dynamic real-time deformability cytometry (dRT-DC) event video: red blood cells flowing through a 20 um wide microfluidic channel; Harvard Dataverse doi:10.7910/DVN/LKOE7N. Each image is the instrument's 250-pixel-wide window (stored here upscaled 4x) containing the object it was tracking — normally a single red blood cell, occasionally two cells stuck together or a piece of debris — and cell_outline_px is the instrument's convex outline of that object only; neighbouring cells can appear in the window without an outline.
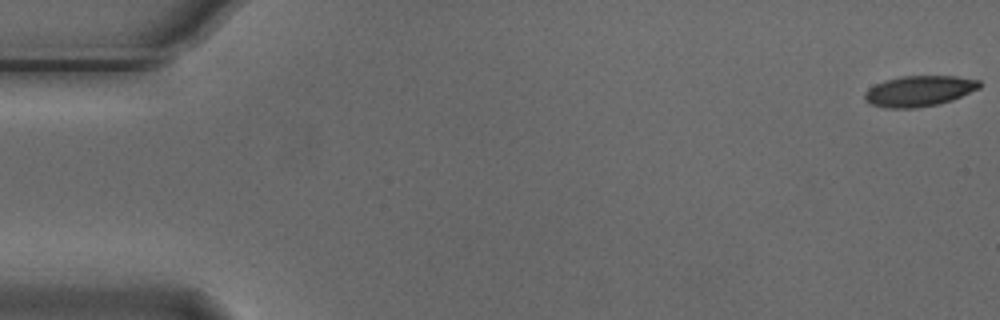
{"species": "Egyptian fruit bat (a non-hibernating species)", "species_latin": "Rousettus aegyptiacus", "temperature_condition": "cold", "stored_images_in_passage": 5, "camera_frame_rate_fps": 3000, "um_per_image_px": 0.085, "animal": {"sex": "male"}, "frame": {"image": 1, "passage_image": 1, "time_ms": 0.0, "image_size_px": [1000, 320], "cell_outline_px": [[980, 88], [952, 100], [940, 104], [916, 108], [888, 108], [872, 104], [864, 100], [864, 92], [868, 88], [884, 80], [900, 76], [956, 76], [980, 80]], "centroid_in_image_um": [78.12, 7.73], "position_along_channel_um": 6.9, "area_um2": 20.63}}
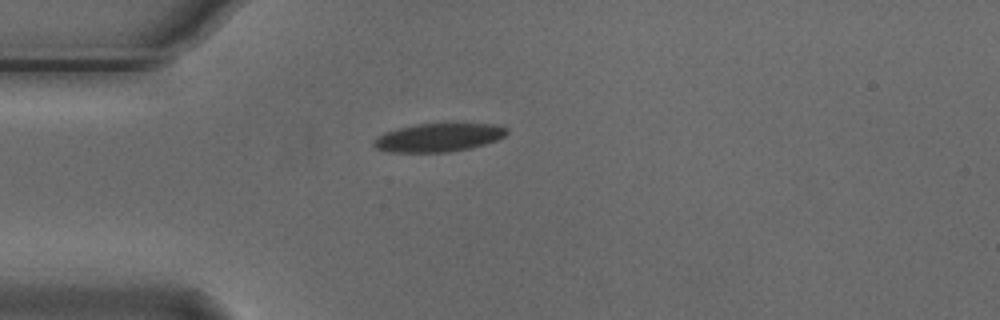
{"frame": {"image": 2, "passage_image": 5, "time_ms": 1.333, "image_size_px": [1000, 320], "cell_outline_px": [[508, 132], [504, 136], [496, 140], [484, 144], [468, 148], [448, 152], [388, 152], [376, 148], [372, 144], [372, 140], [376, 136], [384, 132], [416, 124], [452, 120], [496, 124], [508, 128]], "centroid_in_image_um": [37.3, 11.63], "position_along_channel_um": 47.7, "area_um2": 23.06}}